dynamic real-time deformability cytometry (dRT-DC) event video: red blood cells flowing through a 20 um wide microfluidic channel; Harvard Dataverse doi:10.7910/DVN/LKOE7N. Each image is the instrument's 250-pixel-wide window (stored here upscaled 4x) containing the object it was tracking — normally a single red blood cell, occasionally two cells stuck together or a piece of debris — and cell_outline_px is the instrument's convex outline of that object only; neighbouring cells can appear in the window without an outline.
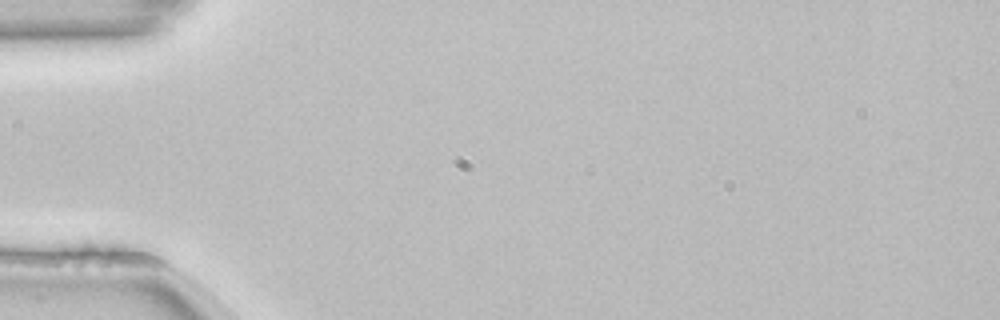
{"species": "common noctule bat (a hibernating species)", "species_latin": "Nyctalus noctula", "temperature_condition": "room temperature", "stored_images_in_passage": 2, "camera_frame_rate_fps": 3000, "um_per_image_px": 0.085, "animal": {"sex": "female", "body_mass_g": 22.7, "forearm_length_mm": 54.2}, "frame": {"image": 1, "passage_image": 1, "time_ms": 0.0, "image_size_px": [1000, 320], "cell_outline_px": [[144, 260], [136, 264], [44, 264], [32, 256], [84, 244], [140, 256]], "centroid_in_image_um": [7.45, 21.8], "position_along_channel_um": 77.6, "area_um2": 10.64}}